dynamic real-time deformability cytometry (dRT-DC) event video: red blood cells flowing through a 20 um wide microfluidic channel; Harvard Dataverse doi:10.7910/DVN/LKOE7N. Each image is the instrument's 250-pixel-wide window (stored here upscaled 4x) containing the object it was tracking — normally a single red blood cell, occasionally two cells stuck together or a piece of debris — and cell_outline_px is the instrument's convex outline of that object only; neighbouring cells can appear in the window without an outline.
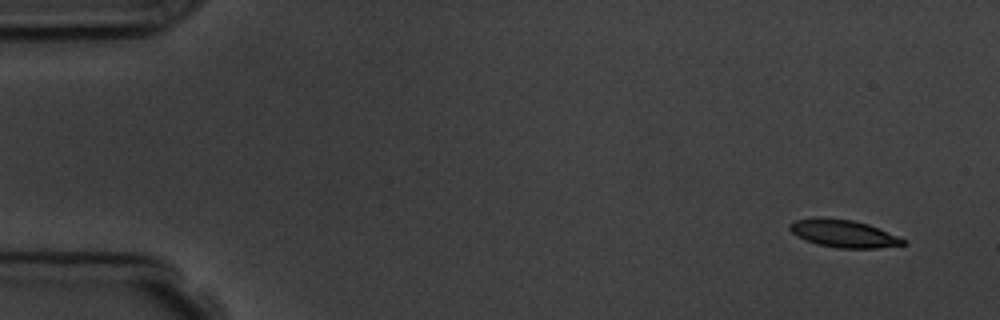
{"species": "common noctule bat (a hibernating species)", "species_latin": "Nyctalus noctula", "temperature_condition": "room temperature", "stored_images_in_passage": 7, "camera_frame_rate_fps": 3000, "um_per_image_px": 0.085, "animal": {"sex": "male", "body_mass_g": 19.5, "forearm_length_mm": 54.6}, "frame": {"image": 1, "passage_image": 1, "time_ms": 0.0, "image_size_px": [1000, 320], "cell_outline_px": [[908, 244], [880, 248], [836, 248], [816, 244], [804, 240], [796, 236], [788, 228], [788, 224], [796, 220], [816, 216], [852, 220], [868, 224], [908, 240]], "centroid_in_image_um": [71.69, 19.85], "position_along_channel_um": 13.3, "area_um2": 18.55}}
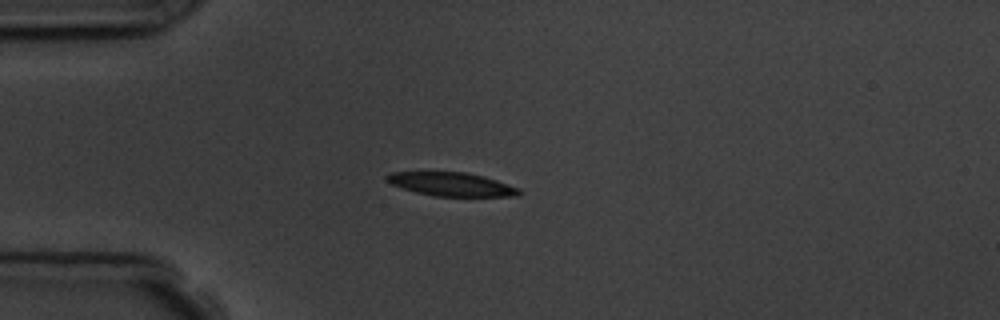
{"frame": {"image": 2, "passage_image": 4, "time_ms": 3.667, "image_size_px": [1000, 320], "cell_outline_px": [[524, 192], [520, 196], [432, 196], [416, 192], [392, 184], [384, 180], [384, 176], [392, 172], [468, 172], [484, 176], [520, 188]], "centroid_in_image_um": [38.41, 15.66], "position_along_channel_um": 46.6, "area_um2": 18.32}}